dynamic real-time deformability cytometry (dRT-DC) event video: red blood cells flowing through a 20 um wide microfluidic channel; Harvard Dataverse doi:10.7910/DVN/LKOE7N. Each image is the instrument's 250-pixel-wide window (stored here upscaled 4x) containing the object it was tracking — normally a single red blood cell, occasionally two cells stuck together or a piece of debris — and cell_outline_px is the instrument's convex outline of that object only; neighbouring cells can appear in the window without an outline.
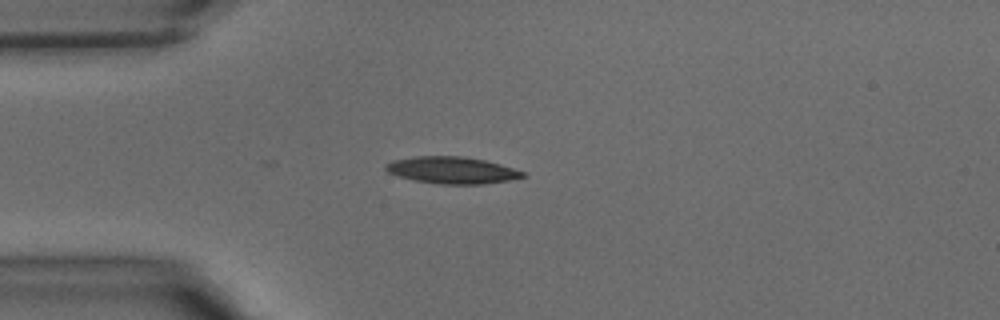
{"species": "common noctule bat (a hibernating species)", "species_latin": "Nyctalus noctula", "temperature_condition": "warm", "stored_images_in_passage": 33, "camera_frame_rate_fps": 3000, "um_per_image_px": 0.085, "animal": {"sex": "male", "body_mass_g": 15.6}, "frame": {"image": 1, "passage_image": 9, "time_ms": 2.667, "image_size_px": [1000, 320], "cell_outline_px": [[524, 176], [508, 180], [484, 184], [440, 184], [416, 180], [400, 176], [388, 172], [384, 168], [384, 164], [392, 160], [416, 156], [464, 156], [484, 160], [500, 164], [524, 172]], "centroid_in_image_um": [38.38, 14.45], "position_along_channel_um": 46.6, "area_um2": 21.21}}